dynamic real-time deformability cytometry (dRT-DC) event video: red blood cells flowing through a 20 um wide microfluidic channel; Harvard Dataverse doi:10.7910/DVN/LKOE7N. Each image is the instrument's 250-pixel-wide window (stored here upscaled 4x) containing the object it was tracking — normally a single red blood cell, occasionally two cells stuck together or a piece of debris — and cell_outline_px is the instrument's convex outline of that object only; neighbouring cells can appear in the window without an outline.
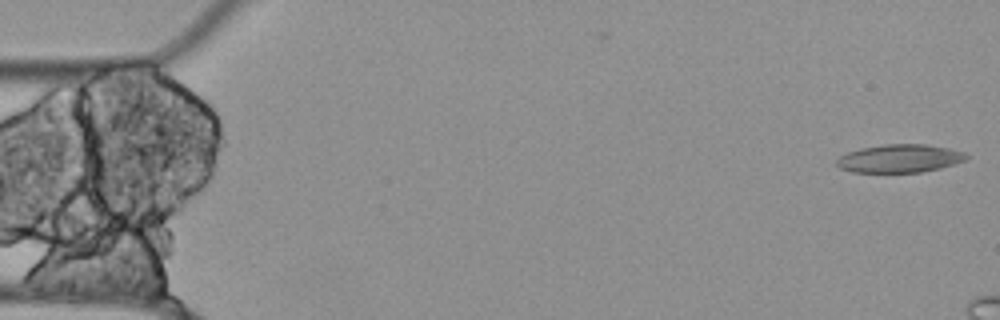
{"species": "Egyptian fruit bat (a non-hibernating species)", "species_latin": "Rousettus aegyptiacus", "temperature_condition": "cold", "stored_images_in_passage": 2, "camera_frame_rate_fps": 3000, "um_per_image_px": 0.085, "animal": {"sex": "female"}, "frame": {"image": 1, "passage_image": 2, "time_ms": 0.333, "image_size_px": [1000, 320], "cell_outline_px": [[968, 156], [964, 160], [940, 168], [920, 172], [852, 172], [840, 168], [836, 164], [836, 160], [840, 156], [848, 152], [860, 148], [884, 144], [924, 144], [948, 148], [964, 152]], "centroid_in_image_um": [76.43, 13.46], "position_along_channel_um": 8.6, "area_um2": 21.1}}